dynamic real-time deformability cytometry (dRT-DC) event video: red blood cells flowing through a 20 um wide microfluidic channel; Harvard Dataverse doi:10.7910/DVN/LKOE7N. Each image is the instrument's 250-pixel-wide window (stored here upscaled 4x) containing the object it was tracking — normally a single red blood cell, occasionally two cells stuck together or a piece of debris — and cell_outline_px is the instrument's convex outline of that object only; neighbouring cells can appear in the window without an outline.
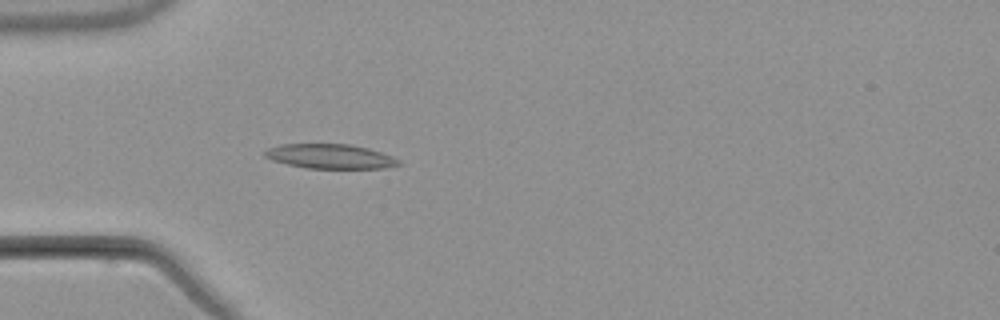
{"species": "common noctule bat (a hibernating species)", "species_latin": "Nyctalus noctula", "temperature_condition": "warm", "stored_images_in_passage": 4, "camera_frame_rate_fps": 3000, "um_per_image_px": 0.085, "animal": {"sex": "male", "body_mass_g": 21.5, "forearm_length_mm": 52.0}, "frame": {"image": 1, "passage_image": 4, "time_ms": 4.667, "image_size_px": [1000, 320], "cell_outline_px": [[400, 164], [384, 168], [308, 168], [288, 164], [272, 160], [264, 156], [264, 152], [268, 148], [280, 144], [348, 144], [368, 148], [392, 156], [400, 160]], "centroid_in_image_um": [28.05, 13.28], "position_along_channel_um": 56.9, "area_um2": 18.96}}